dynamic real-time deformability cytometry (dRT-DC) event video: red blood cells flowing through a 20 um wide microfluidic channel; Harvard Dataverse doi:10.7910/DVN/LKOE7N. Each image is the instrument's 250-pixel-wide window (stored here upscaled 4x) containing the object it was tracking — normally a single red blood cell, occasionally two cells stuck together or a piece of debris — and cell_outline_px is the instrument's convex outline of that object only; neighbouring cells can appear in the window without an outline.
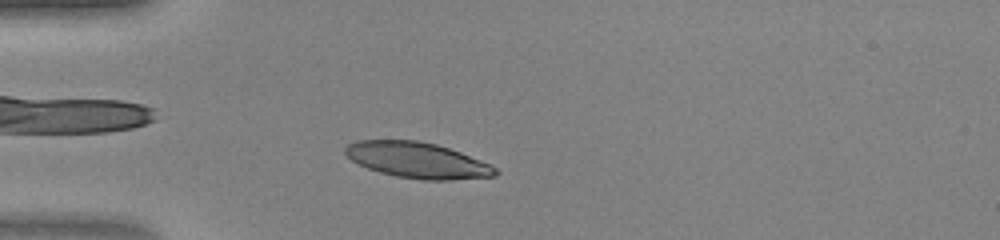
{"species": "human", "species_latin": "Homo sapiens", "temperature_condition": "warm", "stored_images_in_passage": 40, "camera_frame_rate_fps": 3000, "um_per_image_px": 0.085, "donor": {"sex": "female"}, "frame": {"image": 1, "passage_image": 7, "time_ms": 2.0, "image_size_px": [1000, 240], "cell_outline_px": [[500, 172], [496, 176], [452, 180], [420, 180], [396, 176], [380, 172], [368, 168], [352, 160], [344, 152], [344, 148], [348, 144], [356, 140], [416, 140], [436, 144], [460, 152], [492, 164]], "centroid_in_image_um": [35.51, 13.62], "position_along_channel_um": 49.5, "area_um2": 31.39}}
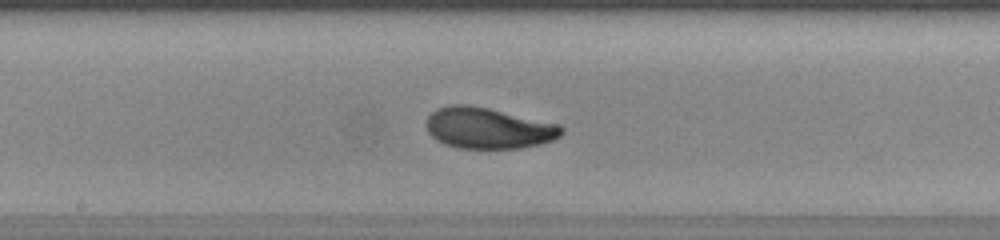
{"frame": {"image": 2, "passage_image": 19, "time_ms": 6.0, "image_size_px": [1000, 240], "cell_outline_px": [[564, 132], [560, 136], [552, 140], [540, 144], [520, 148], [456, 148], [444, 144], [436, 140], [428, 132], [428, 116], [436, 108], [452, 104], [464, 104], [488, 108], [560, 124], [564, 128]], "centroid_in_image_um": [41.52, 10.89], "position_along_channel_um": 206.7, "area_um2": 32.31}}
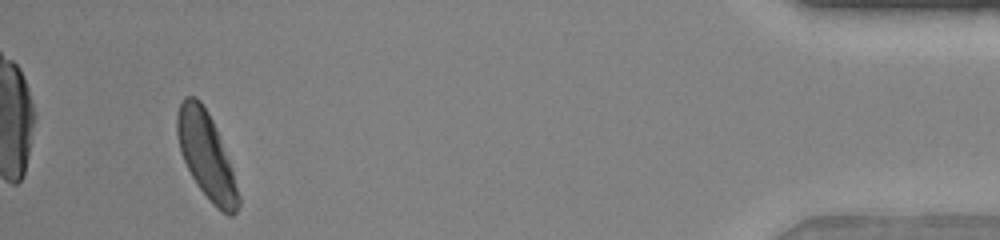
{"frame": {"image": 3, "passage_image": 38, "time_ms": 12.333, "image_size_px": [1000, 240], "cell_outline_px": [[240, 204], [236, 212], [232, 216], [228, 216], [216, 208], [212, 204], [196, 184], [180, 152], [176, 132], [176, 116], [180, 104], [184, 96], [196, 96], [200, 100], [208, 112], [216, 128], [232, 168], [240, 196]], "centroid_in_image_um": [17.54, 13.23], "position_along_channel_um": 417.7, "area_um2": 30.81}}